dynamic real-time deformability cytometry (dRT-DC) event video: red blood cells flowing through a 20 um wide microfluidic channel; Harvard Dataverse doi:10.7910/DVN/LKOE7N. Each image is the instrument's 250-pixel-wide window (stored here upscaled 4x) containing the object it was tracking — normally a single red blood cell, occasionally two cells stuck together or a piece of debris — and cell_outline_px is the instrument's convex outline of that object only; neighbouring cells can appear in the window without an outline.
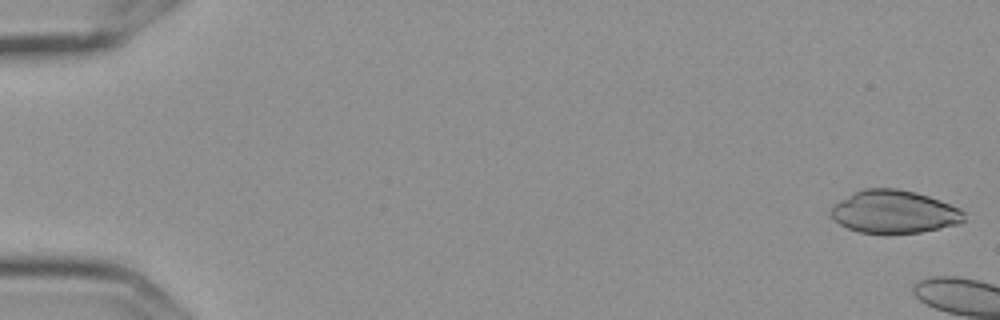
{"species": "Egyptian fruit bat (a non-hibernating species)", "species_latin": "Rousettus aegyptiacus", "temperature_condition": "cold", "stored_images_in_passage": 7, "segment_of_instrument_passage": [2, 2], "camera_frame_rate_fps": 3000, "um_per_image_px": 0.085, "frame": {"image": 1, "passage_image": 7, "time_ms": 2.0, "image_size_px": [1000, 320], "cell_outline_px": [[964, 220], [960, 224], [920, 232], [860, 232], [848, 228], [840, 224], [832, 216], [832, 208], [840, 200], [852, 192], [864, 188], [896, 188], [916, 192], [940, 200], [960, 208], [964, 212]], "centroid_in_image_um": [76.04, 17.98], "position_along_channel_um": 9.0, "area_um2": 32.89}}